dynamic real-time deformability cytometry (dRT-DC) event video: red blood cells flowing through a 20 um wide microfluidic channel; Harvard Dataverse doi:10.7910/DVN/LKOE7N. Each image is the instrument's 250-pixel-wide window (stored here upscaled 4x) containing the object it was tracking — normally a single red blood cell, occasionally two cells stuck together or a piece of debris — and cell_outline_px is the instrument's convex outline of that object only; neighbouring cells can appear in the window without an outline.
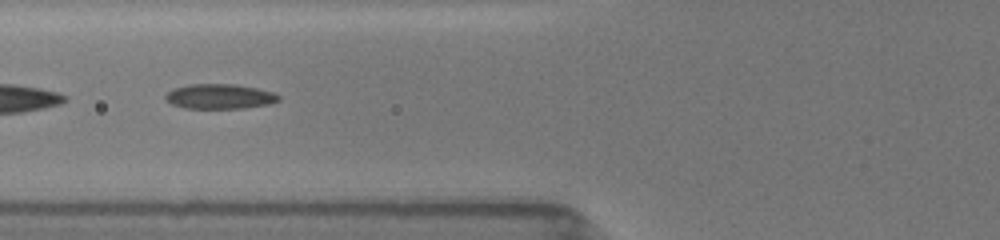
{"species": "common noctule bat (a hibernating species)", "species_latin": "Nyctalus noctula", "temperature_condition": "room temperature", "stored_images_in_passage": 18, "camera_frame_rate_fps": 3000, "um_per_image_px": 0.085, "animal": {"sex": "female", "body_mass_g": 19.5, "forearm_length_mm": 54.1}, "frame": {"image": 1, "passage_image": 6, "time_ms": 1.667, "image_size_px": [1000, 240], "cell_outline_px": [[280, 100], [268, 104], [244, 108], [184, 108], [172, 104], [164, 100], [164, 96], [172, 88], [188, 84], [236, 84], [276, 92], [280, 96]], "centroid_in_image_um": [18.66, 8.19], "position_along_channel_um": 107.1, "area_um2": 16.59}}